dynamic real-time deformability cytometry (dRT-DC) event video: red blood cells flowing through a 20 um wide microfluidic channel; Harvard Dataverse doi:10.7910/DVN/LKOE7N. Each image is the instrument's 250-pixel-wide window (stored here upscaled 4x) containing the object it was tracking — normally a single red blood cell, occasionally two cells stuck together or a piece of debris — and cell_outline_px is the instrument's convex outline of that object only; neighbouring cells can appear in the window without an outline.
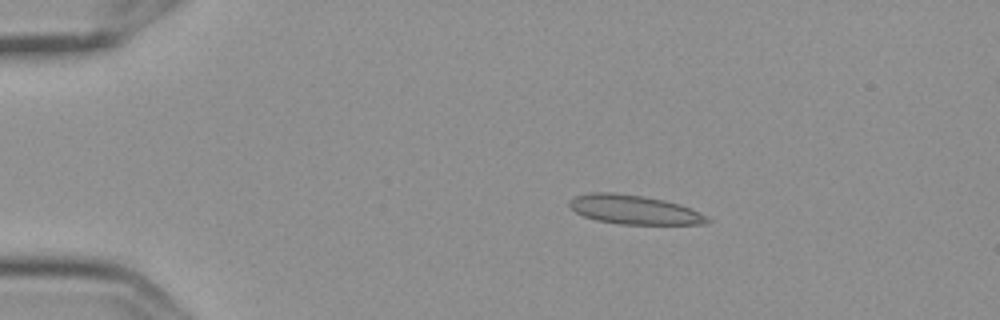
{"species": "Egyptian fruit bat (a non-hibernating species)", "species_latin": "Rousettus aegyptiacus", "temperature_condition": "cold", "stored_images_in_passage": 5, "camera_frame_rate_fps": 3000, "um_per_image_px": 0.085, "frame": {"image": 1, "passage_image": 3, "time_ms": 0.667, "image_size_px": [1000, 320], "cell_outline_px": [[712, 220], [700, 224], [620, 224], [596, 220], [584, 216], [576, 212], [568, 204], [568, 200], [576, 196], [588, 192], [612, 192], [644, 196], [664, 200], [680, 204], [692, 208], [708, 216]], "centroid_in_image_um": [53.9, 17.81], "position_along_channel_um": 31.1, "area_um2": 23.47}}